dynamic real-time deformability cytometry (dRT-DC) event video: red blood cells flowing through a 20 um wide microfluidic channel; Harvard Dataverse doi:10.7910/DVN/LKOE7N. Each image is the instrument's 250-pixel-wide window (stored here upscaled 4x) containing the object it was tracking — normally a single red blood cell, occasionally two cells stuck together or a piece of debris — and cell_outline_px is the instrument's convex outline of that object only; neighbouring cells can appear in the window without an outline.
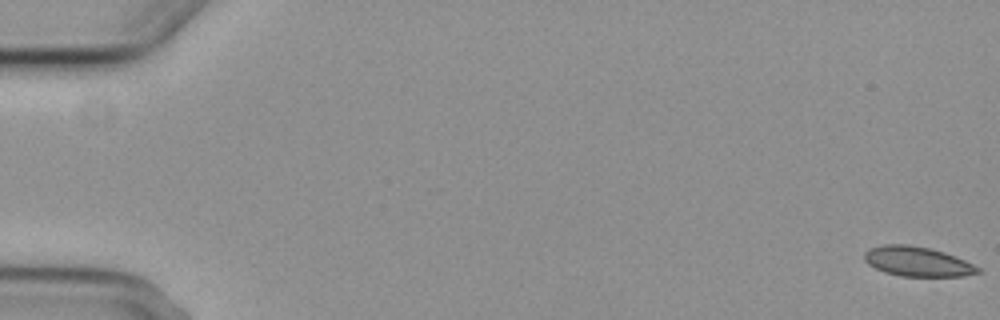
{"species": "common noctule bat (a hibernating species)", "species_latin": "Nyctalus noctula", "temperature_condition": "cold", "stored_images_in_passage": 6, "camera_frame_rate_fps": 3000, "um_per_image_px": 0.085, "animal": {"sex": "female", "body_mass_g": 29.2, "forearm_length_mm": 56.3}, "frame": {"image": 1, "passage_image": 1, "time_ms": 0.0, "image_size_px": [1000, 320], "cell_outline_px": [[984, 272], [964, 276], [900, 276], [884, 272], [868, 264], [864, 260], [864, 252], [868, 248], [884, 244], [908, 244], [932, 248], [956, 256], [980, 268]], "centroid_in_image_um": [77.98, 22.22], "position_along_channel_um": 7.0, "area_um2": 19.88}}
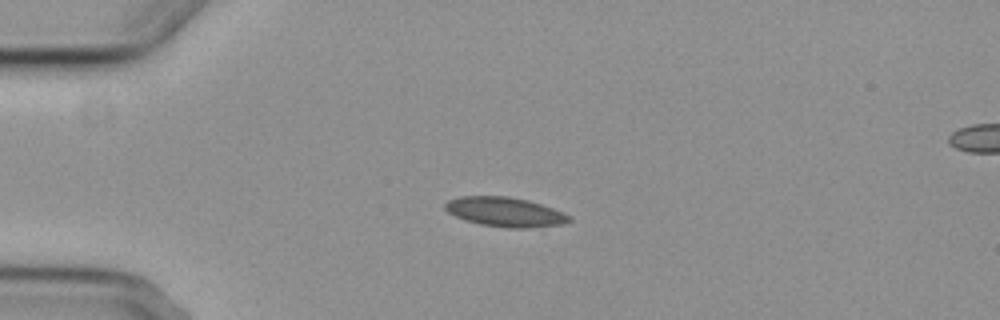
{"frame": {"image": 2, "passage_image": 4, "time_ms": 4.667, "image_size_px": [1000, 320], "cell_outline_px": [[572, 220], [564, 224], [528, 228], [508, 228], [480, 224], [464, 220], [448, 212], [444, 208], [444, 204], [448, 200], [460, 196], [508, 196], [528, 200], [564, 212], [572, 216]], "centroid_in_image_um": [42.95, 18.02], "position_along_channel_um": 42.1, "area_um2": 21.44}}
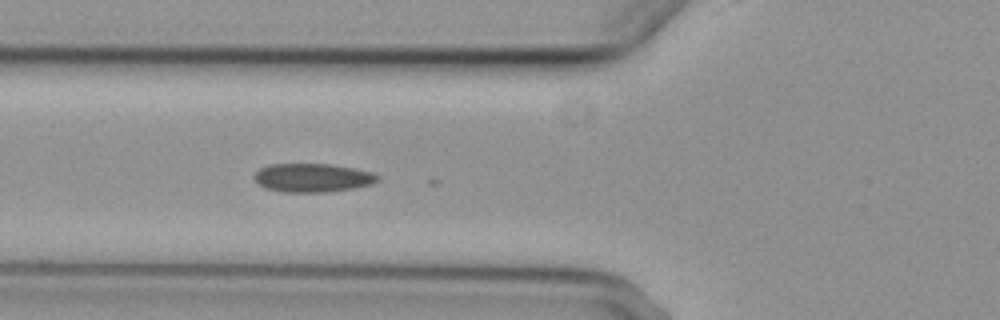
{"frame": {"image": 3, "passage_image": 6, "time_ms": 7.0, "image_size_px": [1000, 320], "cell_outline_px": [[380, 180], [372, 184], [352, 188], [328, 192], [280, 192], [264, 188], [252, 176], [260, 168], [268, 164], [332, 164], [372, 172], [380, 176]], "centroid_in_image_um": [26.56, 15.11], "position_along_channel_um": 99.2, "area_um2": 20.69}}